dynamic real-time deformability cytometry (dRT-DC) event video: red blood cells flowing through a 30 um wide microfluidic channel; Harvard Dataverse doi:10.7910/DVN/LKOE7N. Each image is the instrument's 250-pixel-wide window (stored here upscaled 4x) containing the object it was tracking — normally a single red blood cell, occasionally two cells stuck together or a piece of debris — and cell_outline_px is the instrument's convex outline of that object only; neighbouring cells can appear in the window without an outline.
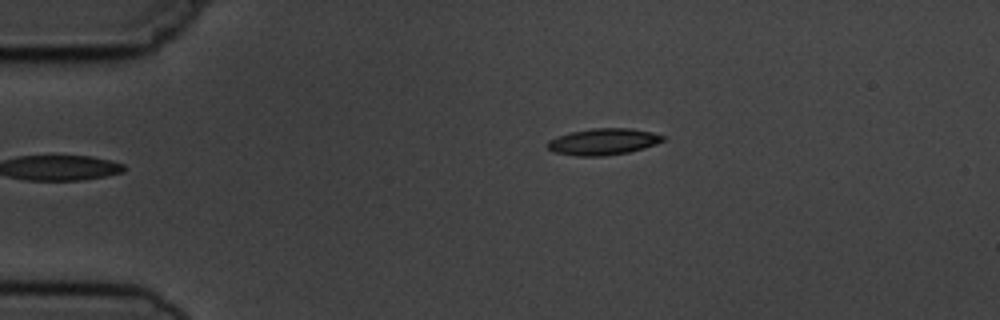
{"species": "common noctule bat (a hibernating species)", "species_latin": "Nyctalus noctula", "temperature_condition": "cold", "stored_images_in_passage": 2, "camera_frame_rate_fps": 3000, "um_per_image_px": 0.085, "animal": {"sex": "male", "body_mass_g": 19.5, "forearm_length_mm": 54.6}, "frame": {"image": 1, "passage_image": 2, "time_ms": 1.333, "image_size_px": [1000, 320], "cell_outline_px": [[664, 140], [656, 144], [644, 148], [628, 152], [604, 156], [576, 156], [552, 152], [544, 144], [548, 140], [556, 136], [572, 132], [592, 128], [632, 128], [652, 132], [664, 136]], "centroid_in_image_um": [51.23, 12.04], "position_along_channel_um": 33.8, "area_um2": 17.98}}